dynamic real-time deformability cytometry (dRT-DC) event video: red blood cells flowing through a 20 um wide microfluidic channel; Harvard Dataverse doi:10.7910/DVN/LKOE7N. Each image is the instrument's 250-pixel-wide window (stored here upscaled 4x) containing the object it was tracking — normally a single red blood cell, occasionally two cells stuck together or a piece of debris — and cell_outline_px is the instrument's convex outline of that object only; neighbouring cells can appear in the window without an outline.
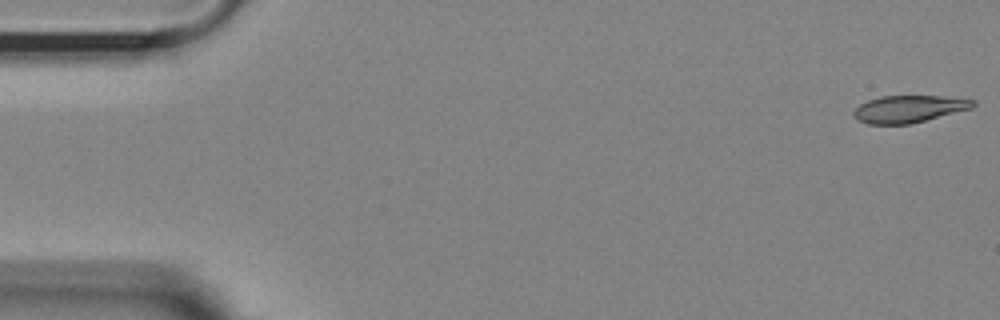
{"species": "Egyptian fruit bat (a non-hibernating species)", "species_latin": "Rousettus aegyptiacus", "temperature_condition": "room temperature", "stored_images_in_passage": 43, "camera_frame_rate_fps": 3000, "um_per_image_px": 0.085, "animal": {"sex": "female"}, "frame": {"image": 1, "passage_image": 1, "time_ms": 0.0, "image_size_px": [1000, 320], "cell_outline_px": [[976, 104], [972, 108], [912, 124], [868, 124], [856, 120], [852, 112], [860, 104], [868, 100], [880, 96], [940, 96], [976, 100]], "centroid_in_image_um": [77.24, 9.26], "position_along_channel_um": 7.8, "area_um2": 18.96}}
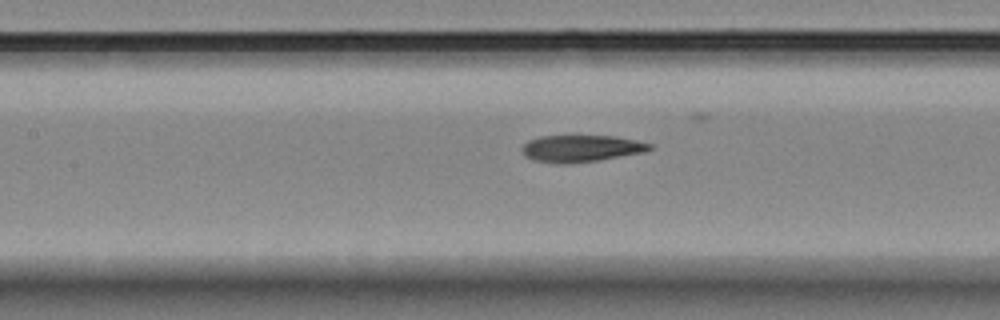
{"frame": {"image": 2, "passage_image": 24, "time_ms": 7.667, "image_size_px": [1000, 320], "cell_outline_px": [[652, 148], [644, 152], [600, 160], [572, 164], [556, 164], [532, 160], [524, 156], [520, 148], [528, 140], [540, 136], [616, 136], [636, 140], [652, 144]], "centroid_in_image_um": [49.35, 12.63], "position_along_channel_um": 158.0, "area_um2": 20.29}}
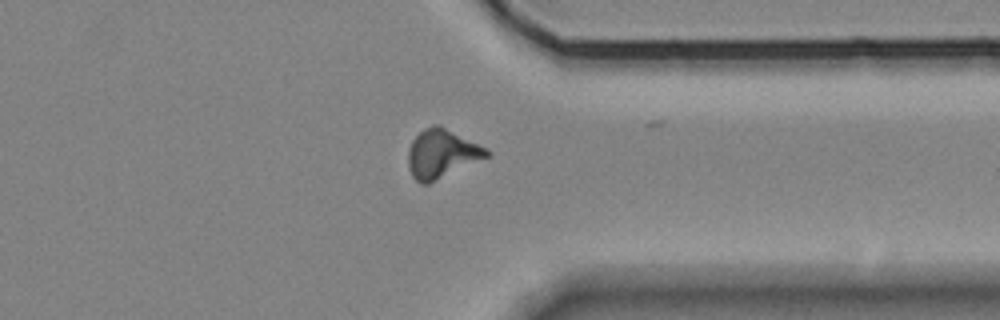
{"frame": {"image": 3, "passage_image": 42, "time_ms": 13.667, "image_size_px": [1000, 320], "cell_outline_px": [[488, 156], [428, 184], [420, 184], [412, 176], [408, 168], [408, 148], [412, 140], [424, 128], [432, 124], [440, 124], [484, 148], [488, 152]], "centroid_in_image_um": [37.46, 13.06], "position_along_channel_um": 373.9, "area_um2": 21.91}, "authors_computed_cell_mechanics": {"area_um2": 20.2878, "velocity_mm_per_s": 3.6537, "shape_relaxation_time_tau1_ms": 7.4777, "shape_relaxation_time_tau2_ms": 4.9943, "deformation_change_tau1": 0.2214, "deformation_change_tau2": 0.1434}}